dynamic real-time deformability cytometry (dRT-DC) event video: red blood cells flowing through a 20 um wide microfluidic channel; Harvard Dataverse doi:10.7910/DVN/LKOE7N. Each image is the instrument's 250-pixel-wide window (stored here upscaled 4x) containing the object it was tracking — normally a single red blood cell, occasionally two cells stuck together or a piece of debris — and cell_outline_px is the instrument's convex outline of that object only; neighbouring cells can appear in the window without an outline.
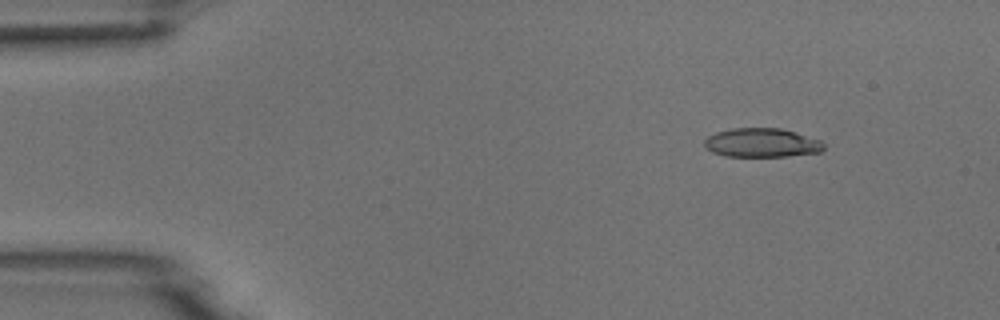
{"species": "common noctule bat (a hibernating species)", "species_latin": "Nyctalus noctula", "temperature_condition": "room temperature", "stored_images_in_passage": 5, "camera_frame_rate_fps": 3000, "um_per_image_px": 0.085, "animal": {"sex": "male", "body_mass_g": 18.8}, "frame": {"image": 1, "passage_image": 2, "time_ms": 1.0, "image_size_px": [1000, 320], "cell_outline_px": [[824, 148], [820, 152], [788, 156], [724, 156], [712, 152], [704, 148], [704, 140], [708, 136], [716, 132], [732, 128], [780, 128], [796, 132], [820, 140], [824, 144]], "centroid_in_image_um": [64.72, 12.13], "position_along_channel_um": 20.3, "area_um2": 20.23}}
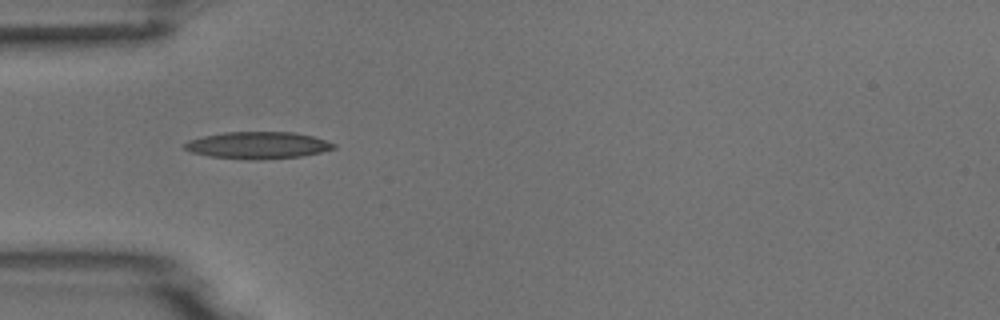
{"frame": {"image": 2, "passage_image": 4, "time_ms": 4.333, "image_size_px": [1000, 320], "cell_outline_px": [[336, 148], [320, 152], [300, 156], [260, 160], [256, 160], [208, 156], [188, 152], [184, 148], [184, 144], [188, 140], [204, 136], [224, 132], [292, 132], [312, 136], [336, 144]], "centroid_in_image_um": [21.88, 12.35], "position_along_channel_um": 63.1, "area_um2": 23.35}}